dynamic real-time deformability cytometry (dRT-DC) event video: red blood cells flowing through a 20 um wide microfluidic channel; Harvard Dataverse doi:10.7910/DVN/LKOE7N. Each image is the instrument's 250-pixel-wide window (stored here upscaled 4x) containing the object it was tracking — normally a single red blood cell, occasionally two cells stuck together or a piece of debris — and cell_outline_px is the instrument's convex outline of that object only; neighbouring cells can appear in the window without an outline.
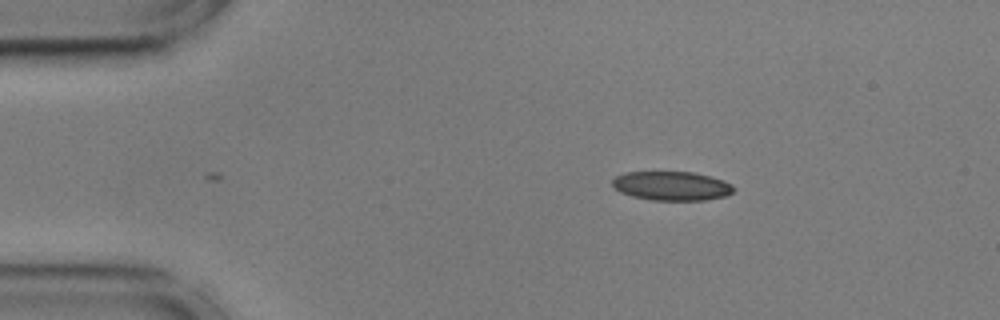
{"species": "common noctule bat (a hibernating species)", "species_latin": "Nyctalus noctula", "temperature_condition": "cold", "stored_images_in_passage": 47, "camera_frame_rate_fps": 3000, "um_per_image_px": 0.085, "animal": {"sex": "male", "body_mass_g": 17.9, "forearm_length_mm": 54.2}, "frame": {"image": 1, "passage_image": 1, "time_ms": 0.0, "image_size_px": [1000, 320], "cell_outline_px": [[736, 188], [732, 192], [724, 196], [704, 200], [652, 200], [632, 196], [620, 192], [612, 188], [612, 180], [616, 176], [624, 172], [692, 172], [724, 180], [732, 184]], "centroid_in_image_um": [57.06, 15.8], "position_along_channel_um": 27.9, "area_um2": 20.58}}
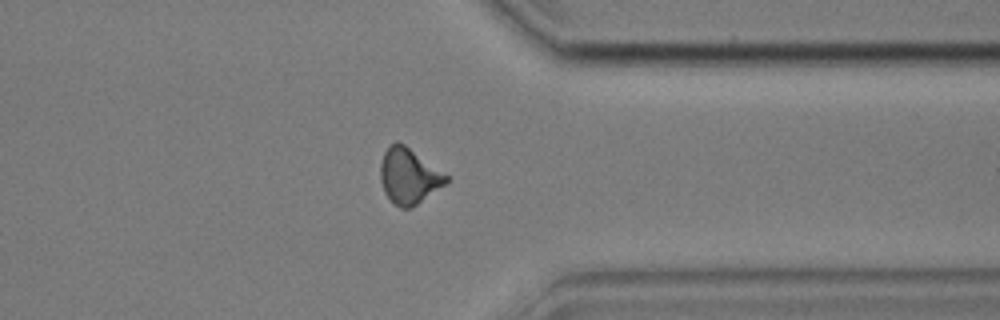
{"frame": {"image": 2, "passage_image": 35, "time_ms": 11.333, "image_size_px": [1000, 320], "cell_outline_px": [[448, 180], [444, 184], [416, 204], [408, 208], [400, 208], [384, 192], [380, 180], [380, 164], [384, 152], [396, 140], [404, 144], [448, 176]], "centroid_in_image_um": [34.71, 14.95], "position_along_channel_um": 376.7, "area_um2": 20.63}}
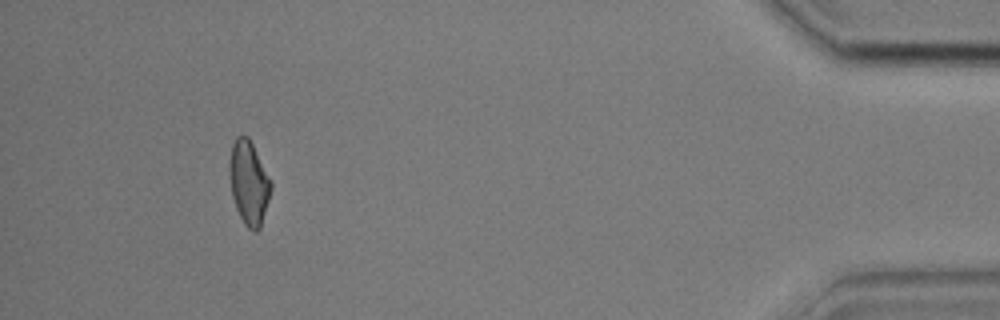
{"frame": {"image": 3, "passage_image": 43, "time_ms": 14.0, "image_size_px": [1000, 320], "cell_outline_px": [[272, 188], [260, 228], [256, 232], [252, 232], [244, 224], [236, 208], [232, 196], [228, 176], [228, 164], [232, 144], [236, 136], [248, 136], [272, 180]], "centroid_in_image_um": [21.14, 15.53], "position_along_channel_um": 414.1, "area_um2": 20.58}, "authors_computed_cell_mechanics": {"area_um2": 20.6346, "velocity_mm_per_s": 3.5945, "shape_relaxation_time_tau1_ms": null, "shape_relaxation_time_tau2_ms": 2.3894, "deformation_change_tau1": null, "deformation_change_tau2": 0.0981}}